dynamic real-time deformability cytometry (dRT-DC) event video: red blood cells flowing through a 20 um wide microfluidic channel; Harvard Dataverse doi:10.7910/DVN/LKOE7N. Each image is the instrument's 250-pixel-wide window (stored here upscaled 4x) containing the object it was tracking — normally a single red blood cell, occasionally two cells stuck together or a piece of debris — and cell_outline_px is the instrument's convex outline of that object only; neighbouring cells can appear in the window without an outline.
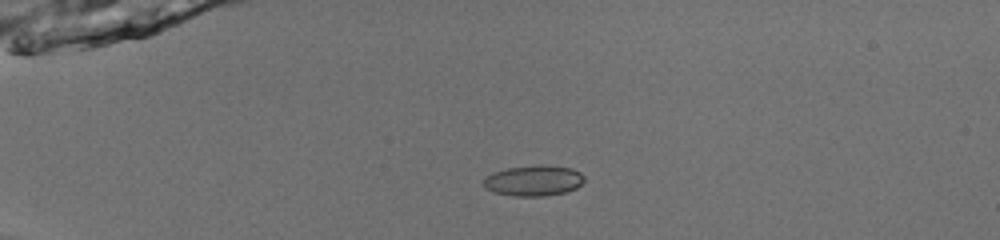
{"species": "common noctule bat (a hibernating species)", "species_latin": "Nyctalus noctula", "temperature_condition": "room temperature", "stored_images_in_passage": 52, "camera_frame_rate_fps": 3000, "um_per_image_px": 0.085, "animal": {"sex": "male", "body_mass_g": 13.0, "forearm_length_mm": 53.1}, "frame": {"image": 1, "passage_image": 14, "time_ms": 4.333, "image_size_px": [1000, 240], "cell_outline_px": [[584, 180], [576, 188], [564, 192], [544, 196], [516, 196], [492, 192], [484, 188], [484, 180], [492, 172], [508, 168], [540, 164], [572, 168], [580, 172], [584, 176]], "centroid_in_image_um": [45.35, 15.35], "position_along_channel_um": 39.6, "area_um2": 17.98}}
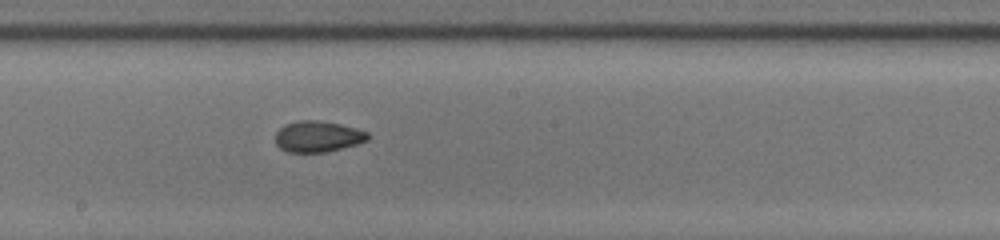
{"frame": {"image": 2, "passage_image": 31, "time_ms": 10.0, "image_size_px": [1000, 240], "cell_outline_px": [[368, 140], [356, 144], [324, 152], [288, 152], [280, 148], [276, 144], [276, 132], [284, 124], [300, 120], [316, 120], [340, 124], [356, 128], [368, 132]], "centroid_in_image_um": [26.99, 11.59], "position_along_channel_um": 221.2, "area_um2": 16.59}}
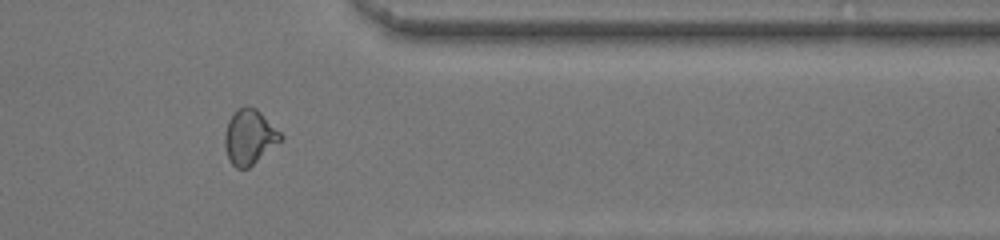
{"frame": {"image": 3, "passage_image": 44, "time_ms": 14.333, "image_size_px": [1000, 240], "cell_outline_px": [[284, 136], [280, 140], [248, 168], [236, 168], [228, 160], [224, 144], [224, 132], [228, 120], [232, 112], [244, 104], [256, 108]], "centroid_in_image_um": [21.14, 11.6], "position_along_channel_um": 390.3, "area_um2": 17.8}, "authors_computed_cell_mechanics": {"area_um2": 17.2533, "velocity_mm_per_s": 4.03, "shape_relaxation_time_tau1_ms": null, "shape_relaxation_time_tau2_ms": 1.7082, "deformation_change_tau1": null, "deformation_change_tau2": 0.0612}}